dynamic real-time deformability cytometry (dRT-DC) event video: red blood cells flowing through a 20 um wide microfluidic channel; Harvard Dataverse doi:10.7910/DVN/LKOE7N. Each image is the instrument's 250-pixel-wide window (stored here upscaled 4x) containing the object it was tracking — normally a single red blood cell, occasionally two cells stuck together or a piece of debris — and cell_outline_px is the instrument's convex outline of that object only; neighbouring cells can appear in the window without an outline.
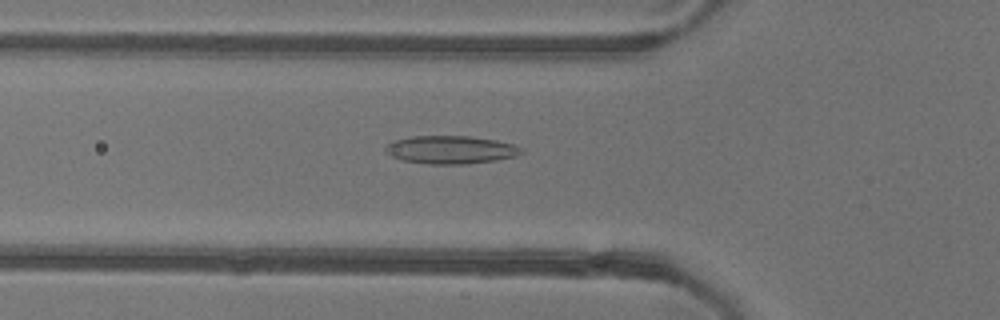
{"species": "common noctule bat (a hibernating species)", "species_latin": "Nyctalus noctula", "temperature_condition": "warm", "stored_images_in_passage": 52, "camera_frame_rate_fps": 3000, "um_per_image_px": 0.085, "animal": {"sex": "female"}, "frame": {"image": 1, "passage_image": 18, "time_ms": 5.667, "image_size_px": [1000, 320], "cell_outline_px": [[524, 152], [516, 156], [496, 160], [468, 164], [428, 164], [400, 160], [388, 156], [384, 152], [384, 148], [392, 140], [412, 136], [468, 136], [496, 140], [512, 144], [524, 148]], "centroid_in_image_um": [38.27, 12.73], "position_along_channel_um": 87.5, "area_um2": 22.54}}
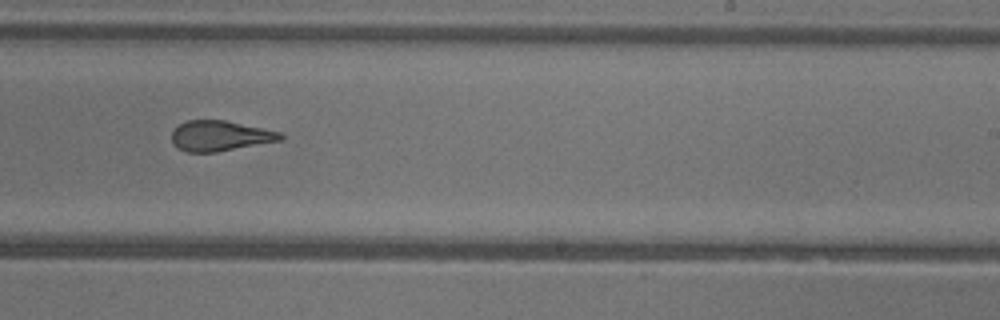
{"frame": {"image": 2, "passage_image": 32, "time_ms": 10.333, "image_size_px": [1000, 320], "cell_outline_px": [[284, 136], [280, 140], [216, 152], [184, 152], [176, 148], [172, 144], [172, 132], [180, 124], [188, 120], [224, 120], [264, 128], [280, 132]], "centroid_in_image_um": [18.66, 11.55], "position_along_channel_um": 270.3, "area_um2": 19.13}}
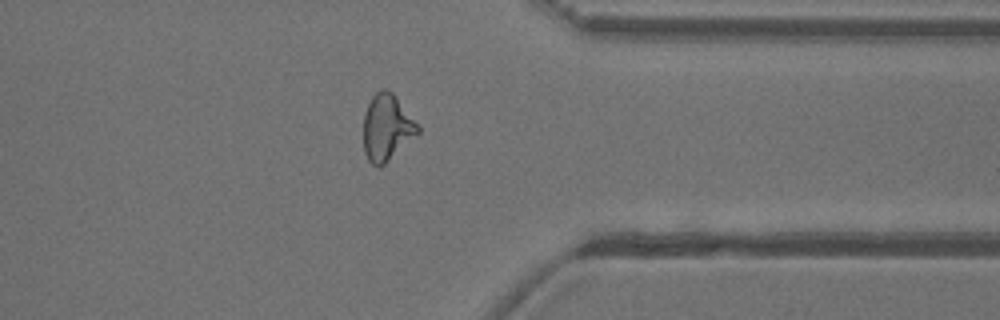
{"frame": {"image": 3, "passage_image": 41, "time_ms": 13.333, "image_size_px": [1000, 320], "cell_outline_px": [[420, 132], [380, 168], [372, 164], [368, 160], [364, 152], [364, 112], [372, 96], [380, 88], [384, 88], [392, 92], [420, 128]], "centroid_in_image_um": [32.86, 10.85], "position_along_channel_um": 378.5, "area_um2": 20.81}, "authors_computed_cell_mechanics": {"area_um2": 21.386, "velocity_mm_per_s": 3.8993, "shape_relaxation_time_tau1_ms": null, "shape_relaxation_time_tau2_ms": 1.8678, "deformation_change_tau1": null, "deformation_change_tau2": 0.1111}}